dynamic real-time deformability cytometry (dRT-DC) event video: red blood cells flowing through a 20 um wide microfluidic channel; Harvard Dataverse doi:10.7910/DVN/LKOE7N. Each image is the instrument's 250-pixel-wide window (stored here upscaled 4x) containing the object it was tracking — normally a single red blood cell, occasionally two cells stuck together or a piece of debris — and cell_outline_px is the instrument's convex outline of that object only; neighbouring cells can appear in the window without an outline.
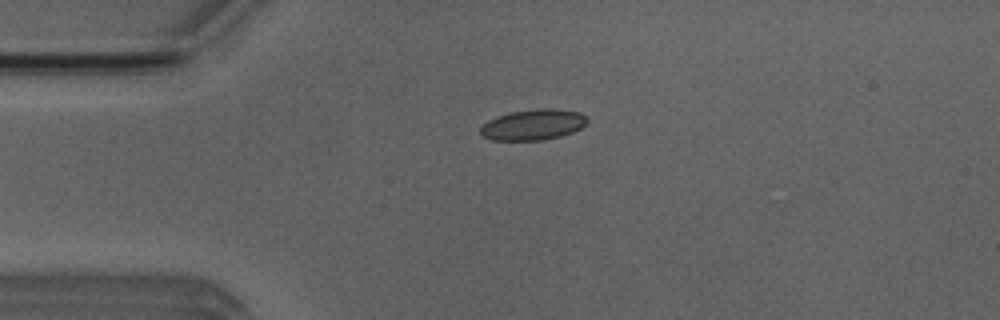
{"species": "Egyptian fruit bat (a non-hibernating species)", "species_latin": "Rousettus aegyptiacus", "temperature_condition": "room temperature", "stored_images_in_passage": 2, "camera_frame_rate_fps": 3000, "um_per_image_px": 0.085, "animal": {"sex": "male"}, "frame": {"image": 1, "passage_image": 1, "time_ms": 0.0, "image_size_px": [1000, 320], "cell_outline_px": [[588, 120], [580, 128], [572, 132], [560, 136], [544, 140], [492, 140], [484, 136], [480, 132], [480, 128], [488, 120], [496, 116], [512, 112], [544, 108], [552, 108], [580, 112]], "centroid_in_image_um": [45.31, 10.6], "position_along_channel_um": 39.7, "area_um2": 18.9}}